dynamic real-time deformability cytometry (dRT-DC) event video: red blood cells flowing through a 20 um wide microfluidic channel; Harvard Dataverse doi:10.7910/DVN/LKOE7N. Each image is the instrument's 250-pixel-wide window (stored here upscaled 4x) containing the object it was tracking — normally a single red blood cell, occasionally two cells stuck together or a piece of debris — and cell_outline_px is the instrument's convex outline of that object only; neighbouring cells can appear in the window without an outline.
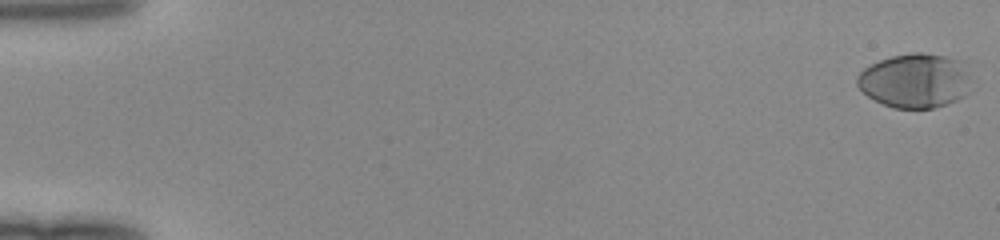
{"species": "human", "species_latin": "Homo sapiens", "temperature_condition": "room temperature", "stored_images_in_passage": 51, "camera_frame_rate_fps": 3000, "um_per_image_px": 0.085, "donor": {"sex": "female"}, "frame": {"image": 1, "passage_image": 1, "time_ms": 0.0, "image_size_px": [1000, 240], "cell_outline_px": [[968, 76], [964, 96], [956, 100], [932, 108], [892, 108], [868, 96], [856, 84], [856, 76], [864, 68], [880, 60], [892, 56], [912, 52], [924, 52], [944, 56], [960, 60], [968, 72]], "centroid_in_image_um": [77.72, 6.84], "position_along_channel_um": 7.3, "area_um2": 35.66}}
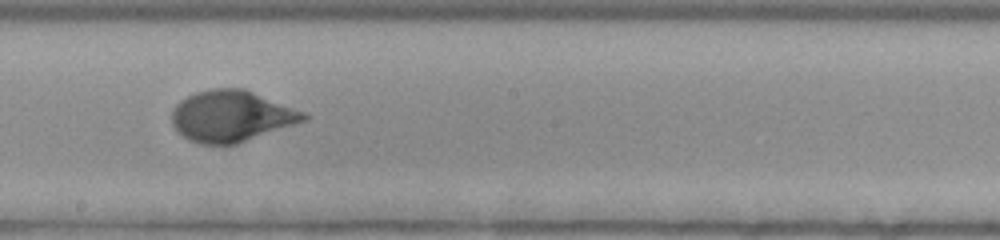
{"frame": {"image": 2, "passage_image": 30, "time_ms": 9.667, "image_size_px": [1000, 240], "cell_outline_px": [[312, 116], [308, 120], [236, 144], [200, 144], [188, 140], [172, 124], [172, 108], [180, 100], [196, 92], [212, 88], [244, 88], [308, 112]], "centroid_in_image_um": [19.73, 9.86], "position_along_channel_um": 228.5, "area_um2": 39.71}}
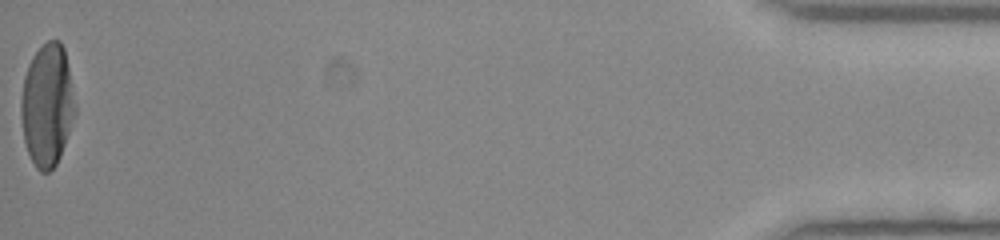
{"frame": {"image": 3, "passage_image": 51, "time_ms": 16.667, "image_size_px": [1000, 240], "cell_outline_px": [[76, 112], [60, 156], [56, 164], [48, 172], [40, 172], [36, 168], [28, 152], [24, 140], [20, 116], [20, 100], [24, 76], [28, 64], [32, 56], [48, 40], [60, 40], [64, 48], [76, 108]], "centroid_in_image_um": [3.99, 8.94], "position_along_channel_um": 431.2, "area_um2": 38.49}}